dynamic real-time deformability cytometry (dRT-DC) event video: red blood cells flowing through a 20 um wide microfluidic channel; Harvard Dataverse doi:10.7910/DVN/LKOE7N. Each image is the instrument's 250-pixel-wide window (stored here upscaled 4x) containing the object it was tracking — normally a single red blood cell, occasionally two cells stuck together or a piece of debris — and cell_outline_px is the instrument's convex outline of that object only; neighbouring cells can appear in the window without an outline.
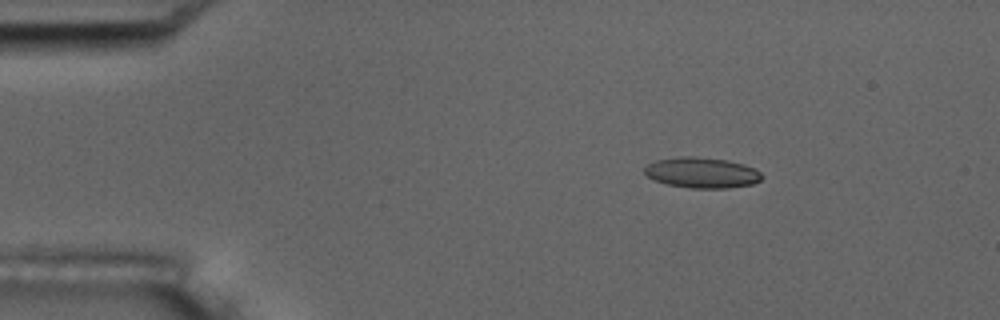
{"species": "common noctule bat (a hibernating species)", "species_latin": "Nyctalus noctula", "temperature_condition": "room temperature", "stored_images_in_passage": 50, "camera_frame_rate_fps": 3000, "um_per_image_px": 0.085, "animal": {"sex": "male", "body_mass_g": 17.5, "forearm_length_mm": 52.3}, "frame": {"image": 1, "passage_image": 4, "time_ms": 1.0, "image_size_px": [1000, 320], "cell_outline_px": [[764, 176], [760, 180], [752, 184], [728, 188], [692, 188], [668, 184], [656, 180], [648, 176], [644, 172], [644, 168], [648, 164], [656, 160], [680, 156], [696, 156], [728, 160], [744, 164], [760, 172]], "centroid_in_image_um": [59.67, 14.67], "position_along_channel_um": 25.3, "area_um2": 20.87}}
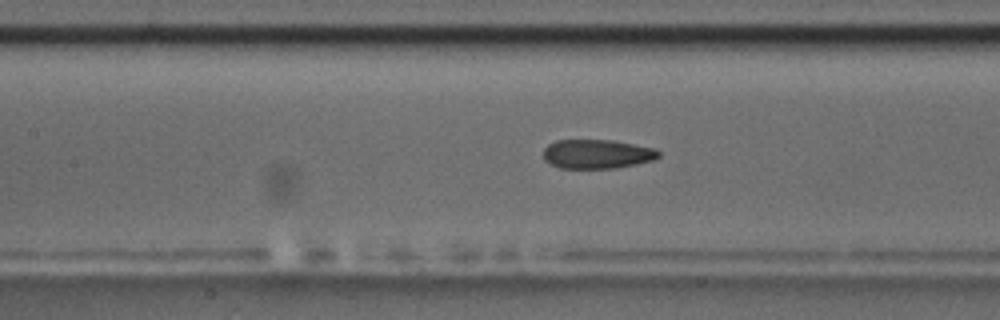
{"frame": {"image": 2, "passage_image": 20, "time_ms": 6.333, "image_size_px": [1000, 320], "cell_outline_px": [[660, 156], [656, 160], [616, 168], [560, 168], [544, 160], [544, 148], [548, 144], [556, 140], [612, 140], [656, 148], [660, 152]], "centroid_in_image_um": [50.78, 13.09], "position_along_channel_um": 156.6, "area_um2": 19.71}}
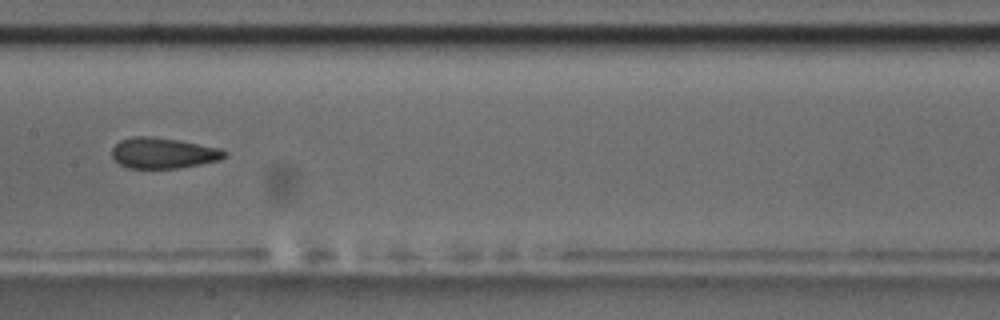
{"frame": {"image": 3, "passage_image": 23, "time_ms": 7.333, "image_size_px": [1000, 320], "cell_outline_px": [[228, 156], [220, 160], [200, 164], [176, 168], [128, 168], [120, 164], [112, 156], [112, 148], [120, 140], [132, 136], [152, 136], [180, 140], [220, 148], [228, 152]], "centroid_in_image_um": [13.9, 13.0], "position_along_channel_um": 193.5, "area_um2": 20.29}, "authors_computed_cell_mechanics": {"area_um2": 20.4034, "velocity_mm_per_s": 3.72, "shape_relaxation_time_tau1_ms": 9.3882, "shape_relaxation_time_tau2_ms": 1.7998, "deformation_change_tau1": 0.1917, "deformation_change_tau2": 0.079}}